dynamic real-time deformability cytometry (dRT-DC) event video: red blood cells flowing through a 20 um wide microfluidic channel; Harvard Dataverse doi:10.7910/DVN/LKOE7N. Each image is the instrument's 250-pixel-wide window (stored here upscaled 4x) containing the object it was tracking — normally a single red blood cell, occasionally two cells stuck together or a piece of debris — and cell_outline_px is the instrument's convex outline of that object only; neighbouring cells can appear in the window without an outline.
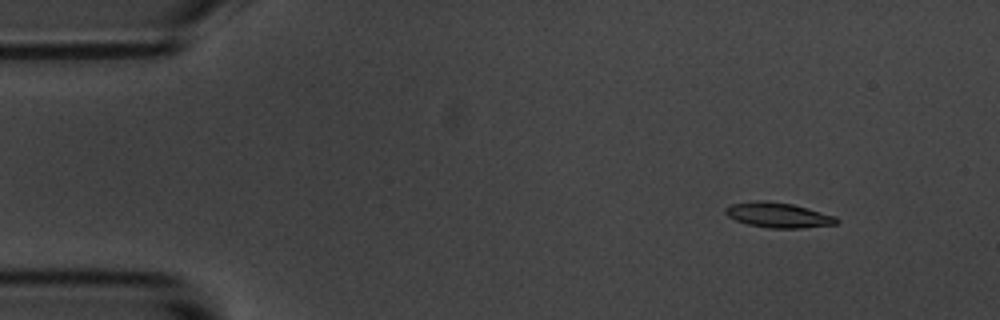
{"species": "common noctule bat (a hibernating species)", "species_latin": "Nyctalus noctula", "temperature_condition": "room temperature", "stored_images_in_passage": 5, "camera_frame_rate_fps": 3000, "um_per_image_px": 0.085, "animal": {"sex": "male", "body_mass_g": 20.1, "forearm_length_mm": 53.5}, "frame": {"image": 1, "passage_image": 1, "time_ms": 0.0, "image_size_px": [1000, 320], "cell_outline_px": [[840, 220], [836, 224], [800, 228], [768, 228], [748, 224], [736, 220], [728, 216], [724, 212], [724, 208], [732, 204], [756, 200], [768, 200], [792, 204], [808, 208], [836, 216]], "centroid_in_image_um": [66.15, 18.27], "position_along_channel_um": 18.8, "area_um2": 16.3}}